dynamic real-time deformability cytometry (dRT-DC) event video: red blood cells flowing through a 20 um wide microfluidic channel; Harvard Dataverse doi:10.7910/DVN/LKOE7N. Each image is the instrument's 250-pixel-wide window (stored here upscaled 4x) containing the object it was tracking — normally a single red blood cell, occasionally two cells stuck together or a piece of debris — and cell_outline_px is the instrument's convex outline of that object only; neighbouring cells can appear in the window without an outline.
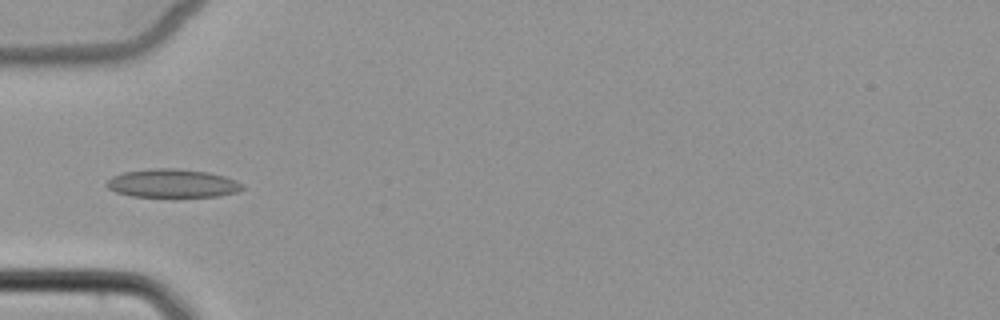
{"species": "common noctule bat (a hibernating species)", "species_latin": "Nyctalus noctula", "temperature_condition": "cold", "stored_images_in_passage": 4, "camera_frame_rate_fps": 3000, "um_per_image_px": 0.085, "animal": {"sex": "female", "body_mass_g": 22.7, "forearm_length_mm": 54.2}, "frame": {"image": 1, "passage_image": 4, "time_ms": 4.333, "image_size_px": [1000, 320], "cell_outline_px": [[244, 188], [236, 192], [220, 196], [132, 196], [116, 192], [108, 188], [104, 184], [112, 176], [124, 172], [148, 168], [176, 168], [208, 172], [224, 176], [236, 180], [244, 184]], "centroid_in_image_um": [14.66, 15.57], "position_along_channel_um": 70.3, "area_um2": 22.48}}